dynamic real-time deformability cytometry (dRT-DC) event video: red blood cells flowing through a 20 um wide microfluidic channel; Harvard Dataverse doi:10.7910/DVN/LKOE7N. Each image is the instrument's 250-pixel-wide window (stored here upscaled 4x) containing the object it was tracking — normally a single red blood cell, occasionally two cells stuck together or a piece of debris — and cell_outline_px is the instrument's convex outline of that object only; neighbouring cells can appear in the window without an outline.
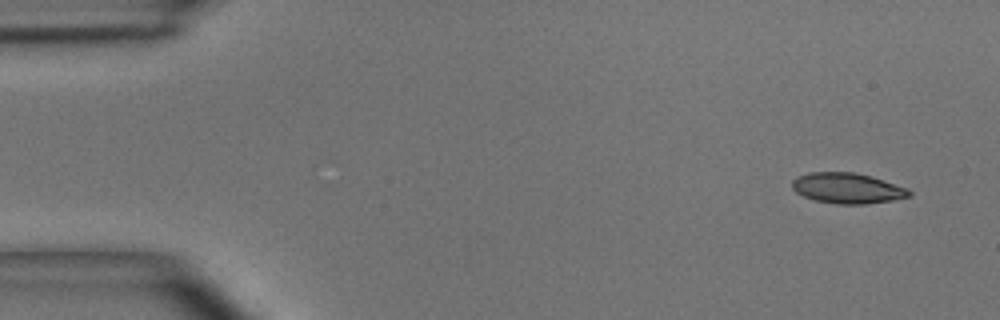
{"species": "common noctule bat (a hibernating species)", "species_latin": "Nyctalus noctula", "temperature_condition": "room temperature", "stored_images_in_passage": 4, "segment_of_instrument_passage": [1, 2], "camera_frame_rate_fps": 3000, "um_per_image_px": 0.085, "animal": {"sex": "male", "body_mass_g": 15.6}, "frame": {"image": 1, "passage_image": 1, "time_ms": 0.0, "image_size_px": [1000, 320], "cell_outline_px": [[912, 196], [892, 200], [864, 204], [836, 204], [816, 200], [804, 196], [796, 192], [792, 188], [792, 180], [796, 176], [808, 172], [856, 172], [908, 188], [912, 192]], "centroid_in_image_um": [72.01, 15.99], "position_along_channel_um": 13.0, "area_um2": 20.81}}